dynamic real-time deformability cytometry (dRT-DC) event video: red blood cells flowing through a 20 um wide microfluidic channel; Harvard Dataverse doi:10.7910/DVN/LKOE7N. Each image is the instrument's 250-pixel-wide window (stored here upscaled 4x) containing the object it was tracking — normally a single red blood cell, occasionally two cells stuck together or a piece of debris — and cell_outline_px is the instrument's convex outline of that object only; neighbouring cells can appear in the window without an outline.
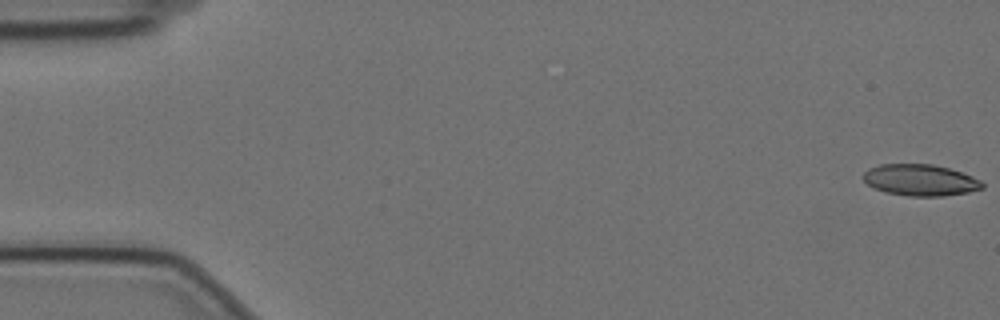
{"species": "Egyptian fruit bat (a non-hibernating species)", "species_latin": "Rousettus aegyptiacus", "temperature_condition": "cold", "stored_images_in_passage": 58, "camera_frame_rate_fps": 3000, "um_per_image_px": 0.085, "animal": {"sex": "female"}, "frame": {"image": 1, "passage_image": 1, "time_ms": 0.0, "image_size_px": [1000, 320], "cell_outline_px": [[984, 188], [968, 192], [944, 196], [908, 196], [884, 192], [868, 184], [864, 180], [864, 172], [868, 168], [880, 164], [932, 164], [948, 168], [972, 176], [980, 180], [984, 184]], "centroid_in_image_um": [78.23, 15.31], "position_along_channel_um": 6.8, "area_um2": 21.73}}
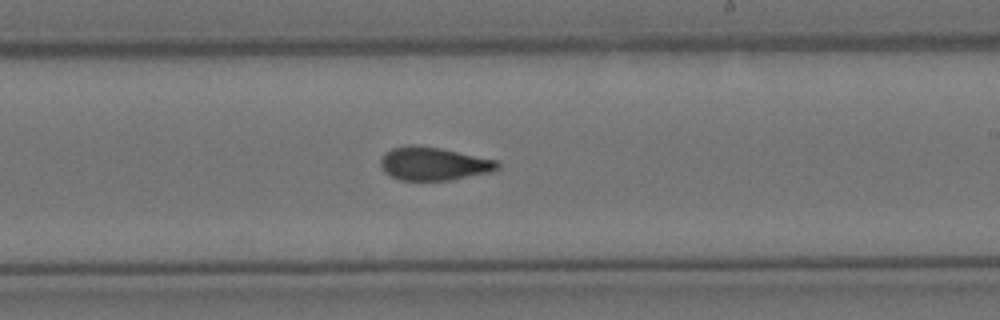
{"frame": {"image": 2, "passage_image": 34, "time_ms": 11.0, "image_size_px": [1000, 320], "cell_outline_px": [[500, 168], [492, 172], [452, 180], [400, 180], [384, 172], [380, 164], [380, 160], [384, 152], [392, 148], [408, 144], [416, 144], [440, 148], [500, 160]], "centroid_in_image_um": [36.89, 13.9], "position_along_channel_um": 252.1, "area_um2": 23.06}}
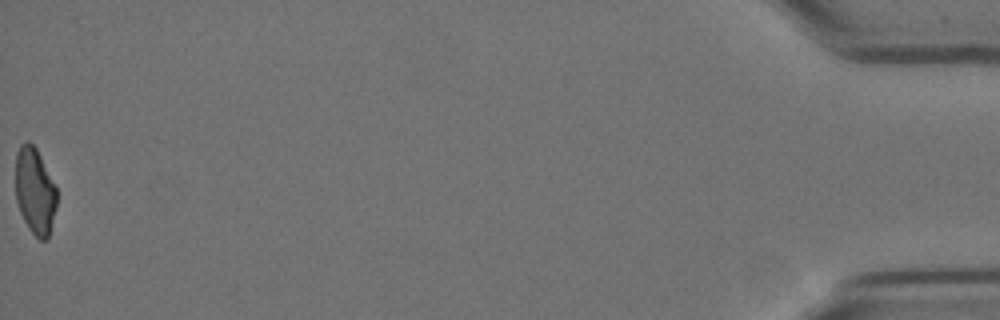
{"frame": {"image": 3, "passage_image": 58, "time_ms": 19.0, "image_size_px": [1000, 320], "cell_outline_px": [[56, 208], [48, 236], [44, 240], [40, 240], [28, 228], [20, 212], [16, 200], [16, 152], [20, 144], [28, 140], [36, 148], [56, 188]], "centroid_in_image_um": [2.95, 16.22], "position_along_channel_um": 432.3, "area_um2": 20.52}, "authors_computed_cell_mechanics": {"area_um2": 22.4264, "velocity_mm_per_s": 3.5126, "shape_relaxation_time_tau1_ms": 8.0334, "shape_relaxation_time_tau2_ms": 2.338, "deformation_change_tau1": 0.1872, "deformation_change_tau2": 0.087}}